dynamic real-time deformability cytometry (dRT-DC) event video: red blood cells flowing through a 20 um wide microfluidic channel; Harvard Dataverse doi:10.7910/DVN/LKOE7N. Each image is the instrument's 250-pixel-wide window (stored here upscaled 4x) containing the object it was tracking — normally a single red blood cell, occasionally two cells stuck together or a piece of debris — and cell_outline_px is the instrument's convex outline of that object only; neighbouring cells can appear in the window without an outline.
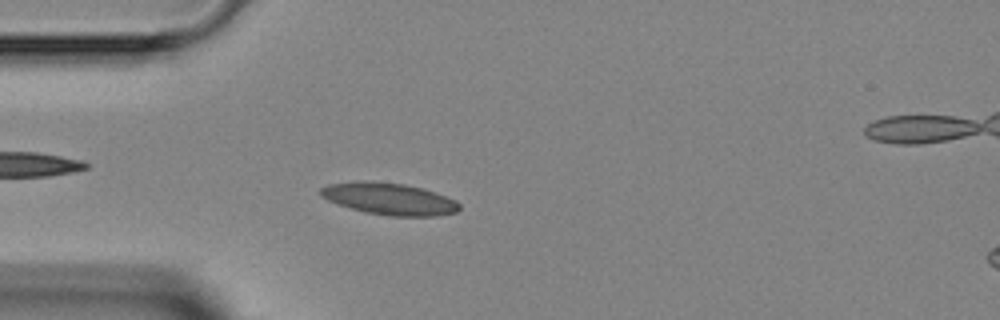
{"species": "Egyptian fruit bat (a non-hibernating species)", "species_latin": "Rousettus aegyptiacus", "temperature_condition": "room temperature", "stored_images_in_passage": 32, "camera_frame_rate_fps": 3000, "um_per_image_px": 0.085, "animal": {"sex": "female"}, "frame": {"image": 1, "passage_image": 2, "time_ms": 0.333, "image_size_px": [1000, 320], "cell_outline_px": [[460, 208], [456, 212], [436, 216], [388, 216], [364, 212], [328, 200], [320, 196], [320, 188], [328, 184], [356, 180], [364, 180], [404, 184], [424, 188], [456, 200], [460, 204]], "centroid_in_image_um": [33.08, 16.89], "position_along_channel_um": 51.9, "area_um2": 25.89}}
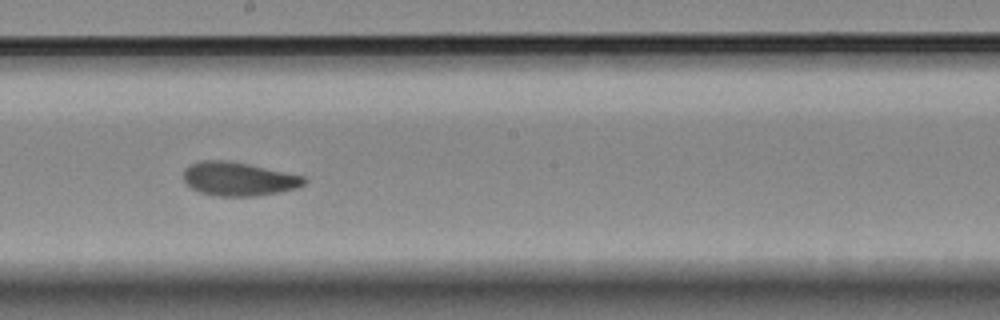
{"frame": {"image": 2, "passage_image": 15, "time_ms": 4.667, "image_size_px": [1000, 320], "cell_outline_px": [[308, 180], [304, 184], [296, 188], [256, 196], [216, 196], [200, 192], [192, 188], [184, 180], [184, 168], [200, 160], [228, 160], [248, 164], [304, 176]], "centroid_in_image_um": [20.27, 15.2], "position_along_channel_um": 227.9, "area_um2": 23.52}}
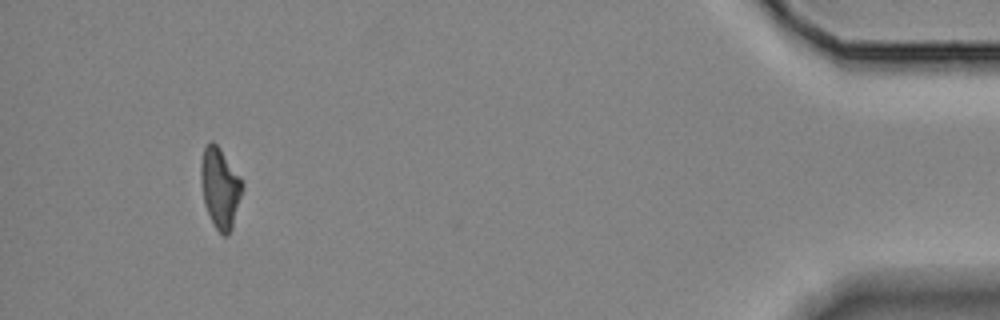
{"frame": {"image": 3, "passage_image": 29, "time_ms": 9.333, "image_size_px": [1000, 320], "cell_outline_px": [[244, 188], [232, 228], [228, 236], [224, 236], [212, 224], [204, 204], [200, 180], [200, 164], [204, 148], [212, 140], [220, 148], [244, 184]], "centroid_in_image_um": [18.7, 16.0], "position_along_channel_um": 416.5, "area_um2": 19.48}}